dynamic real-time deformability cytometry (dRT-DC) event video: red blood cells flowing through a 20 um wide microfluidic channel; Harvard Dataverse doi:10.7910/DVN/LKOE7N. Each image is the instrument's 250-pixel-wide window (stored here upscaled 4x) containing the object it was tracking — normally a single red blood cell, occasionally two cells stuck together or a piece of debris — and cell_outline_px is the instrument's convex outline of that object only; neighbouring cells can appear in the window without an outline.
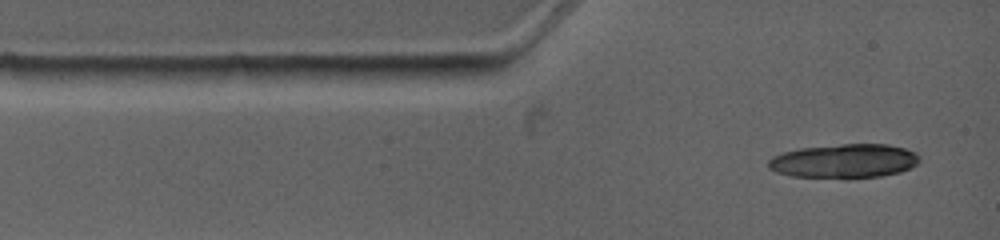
{"species": "common noctule bat (a hibernating species)", "species_latin": "Nyctalus noctula", "temperature_condition": "warm", "stored_images_in_passage": 1, "camera_frame_rate_fps": 4500, "um_per_image_px": 0.085, "animal": {"sex": "female", "body_mass_g": 19.0, "forearm_length_mm": 53.3}, "frame": {"image": 1, "passage_image": 1, "time_ms": 0.0, "image_size_px": [1000, 240], "cell_outline_px": [[920, 160], [916, 164], [900, 172], [880, 176], [792, 176], [776, 172], [768, 168], [768, 160], [772, 156], [784, 152], [800, 148], [840, 144], [888, 144], [904, 148], [916, 152], [920, 156]], "centroid_in_image_um": [71.76, 13.65], "position_along_channel_um": 13.2, "area_um2": 29.36}}